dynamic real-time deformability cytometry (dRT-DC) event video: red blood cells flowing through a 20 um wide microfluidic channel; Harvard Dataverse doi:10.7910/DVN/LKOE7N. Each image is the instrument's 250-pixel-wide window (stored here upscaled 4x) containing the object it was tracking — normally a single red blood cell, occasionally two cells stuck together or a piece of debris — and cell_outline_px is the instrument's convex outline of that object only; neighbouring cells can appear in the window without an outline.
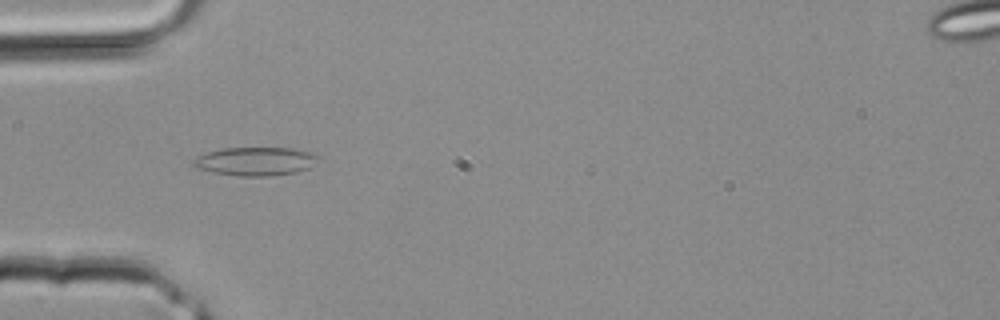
{"species": "common noctule bat (a hibernating species)", "species_latin": "Nyctalus noctula", "temperature_condition": "room temperature", "stored_images_in_passage": 4, "camera_frame_rate_fps": 3000, "um_per_image_px": 0.085, "animal": {"sex": "male", "body_mass_g": 20.4}, "frame": {"image": 1, "passage_image": 3, "time_ms": 0.667, "image_size_px": [1000, 320], "cell_outline_px": [[320, 156], [308, 168], [296, 172], [272, 176], [240, 176], [212, 172], [196, 168], [192, 164], [192, 160], [208, 152], [224, 148], [296, 148], [312, 152]], "centroid_in_image_um": [21.73, 13.71], "position_along_channel_um": 63.3, "area_um2": 20.69}}
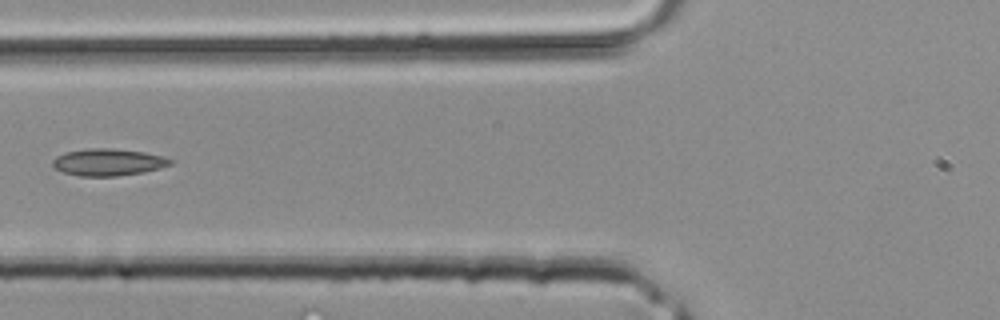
{"frame": {"image": 2, "passage_image": 4, "time_ms": 1.0, "image_size_px": [1000, 320], "cell_outline_px": [[176, 160], [172, 164], [160, 168], [144, 172], [116, 176], [80, 176], [64, 172], [52, 168], [52, 160], [56, 156], [64, 152], [88, 148], [108, 148], [144, 152], [164, 156]], "centroid_in_image_um": [9.2, 13.78], "position_along_channel_um": 116.6, "area_um2": 18.73}}